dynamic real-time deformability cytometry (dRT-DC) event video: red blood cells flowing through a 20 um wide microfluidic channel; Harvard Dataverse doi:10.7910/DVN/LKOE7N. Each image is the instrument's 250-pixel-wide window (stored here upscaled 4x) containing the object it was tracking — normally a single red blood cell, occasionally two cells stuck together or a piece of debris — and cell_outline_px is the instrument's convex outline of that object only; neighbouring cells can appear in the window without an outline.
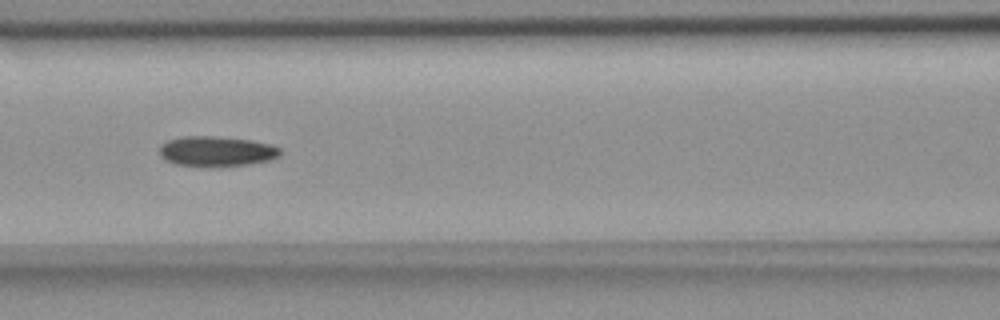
{"species": "common noctule bat (a hibernating species)", "species_latin": "Nyctalus noctula", "temperature_condition": "room temperature", "stored_images_in_passage": 10, "camera_frame_rate_fps": 3000, "um_per_image_px": 0.085, "animal": {"sex": "female", "body_mass_g": 18.4}, "frame": {"image": 1, "passage_image": 6, "time_ms": 6.667, "image_size_px": [1000, 320], "cell_outline_px": [[284, 152], [280, 156], [272, 160], [248, 164], [208, 168], [176, 164], [164, 160], [160, 156], [160, 144], [168, 140], [184, 136], [216, 136], [252, 140], [272, 144], [280, 148]], "centroid_in_image_um": [18.43, 12.87], "position_along_channel_um": 148.2, "area_um2": 21.85}}
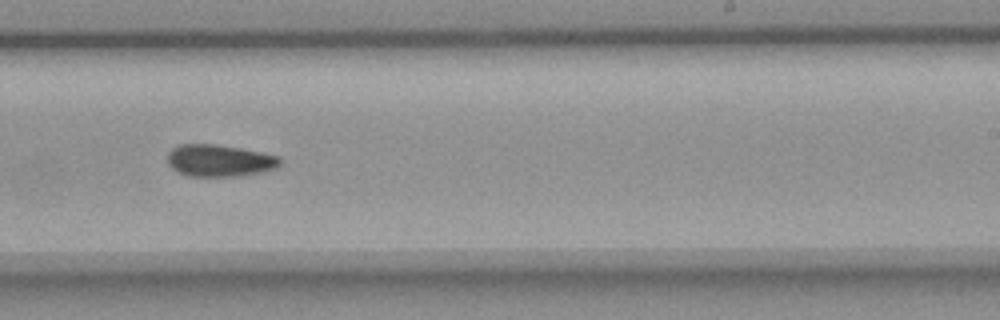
{"frame": {"image": 2, "passage_image": 9, "time_ms": 10.0, "image_size_px": [1000, 320], "cell_outline_px": [[284, 160], [276, 168], [260, 172], [240, 176], [188, 176], [172, 168], [168, 164], [168, 152], [172, 148], [180, 144], [216, 144], [240, 148], [280, 156]], "centroid_in_image_um": [18.68, 13.64], "position_along_channel_um": 270.3, "area_um2": 21.04}}
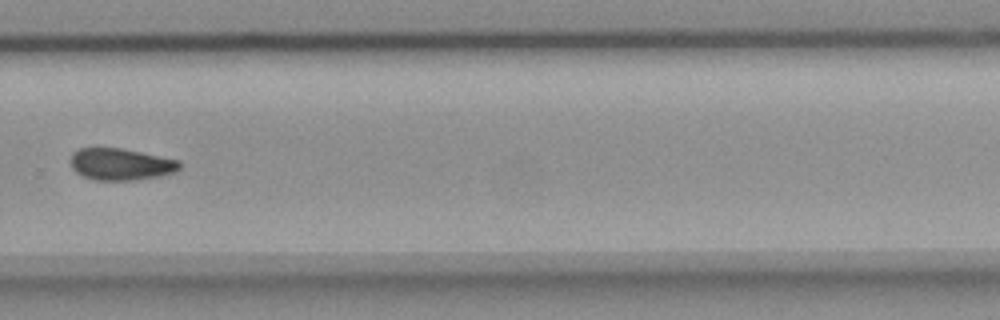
{"frame": {"image": 3, "passage_image": 10, "time_ms": 11.333, "image_size_px": [1000, 320], "cell_outline_px": [[180, 168], [176, 172], [160, 176], [132, 180], [92, 180], [76, 172], [72, 168], [72, 152], [76, 148], [120, 148], [180, 160]], "centroid_in_image_um": [10.27, 13.96], "position_along_channel_um": 319.5, "area_um2": 20.17}}